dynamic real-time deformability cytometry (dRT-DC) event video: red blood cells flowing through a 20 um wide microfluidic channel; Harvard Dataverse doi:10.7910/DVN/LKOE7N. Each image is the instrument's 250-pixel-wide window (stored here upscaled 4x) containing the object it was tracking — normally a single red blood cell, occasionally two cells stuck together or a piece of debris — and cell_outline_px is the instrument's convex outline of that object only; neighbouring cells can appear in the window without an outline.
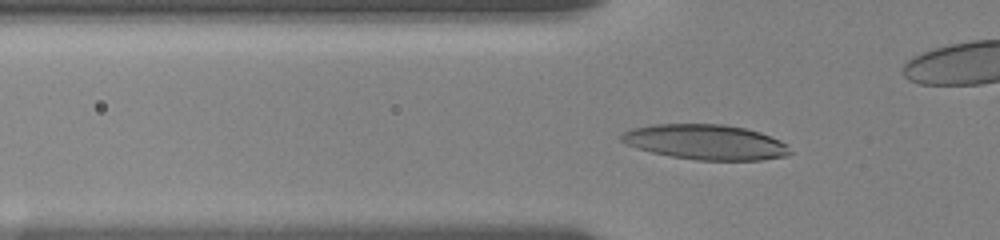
{"species": "human", "species_latin": "Homo sapiens", "temperature_condition": "room temperature", "stored_images_in_passage": 53, "camera_frame_rate_fps": 3000, "um_per_image_px": 0.085, "donor": {"sex": "female"}, "frame": {"image": 1, "passage_image": 16, "time_ms": 5.0, "image_size_px": [1000, 240], "cell_outline_px": [[792, 152], [788, 156], [760, 160], [696, 160], [672, 156], [652, 152], [636, 148], [620, 140], [620, 136], [624, 132], [632, 128], [652, 124], [724, 124], [744, 128], [760, 132], [780, 140], [788, 144]], "centroid_in_image_um": [60.01, 12.07], "position_along_channel_um": 65.8, "area_um2": 34.56}}
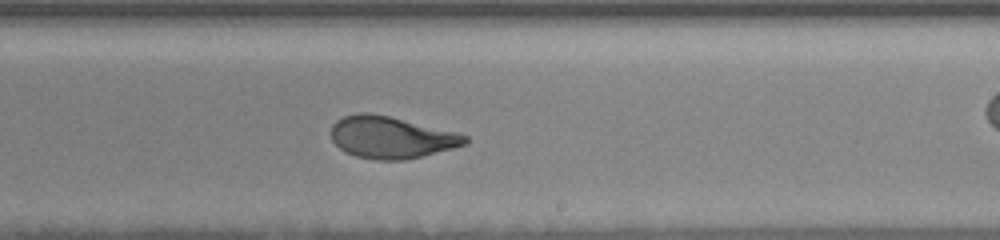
{"frame": {"image": 2, "passage_image": 32, "time_ms": 10.333, "image_size_px": [1000, 240], "cell_outline_px": [[468, 144], [404, 160], [376, 160], [356, 156], [340, 148], [332, 140], [332, 124], [336, 120], [344, 116], [356, 112], [368, 112], [388, 116], [460, 132], [468, 136]], "centroid_in_image_um": [33.27, 11.66], "position_along_channel_um": 255.7, "area_um2": 32.71}}
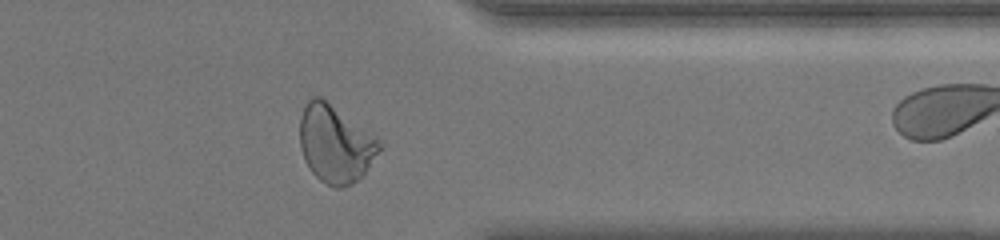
{"frame": {"image": 3, "passage_image": 43, "time_ms": 14.0, "image_size_px": [1000, 240], "cell_outline_px": [[384, 148], [368, 168], [352, 184], [340, 188], [336, 188], [320, 180], [312, 172], [304, 160], [300, 148], [300, 116], [304, 104], [312, 96], [320, 96], [372, 132], [384, 144]], "centroid_in_image_um": [28.52, 12.21], "position_along_channel_um": 382.9, "area_um2": 36.36}, "authors_computed_cell_mechanics": {"area_um2": 33.1772, "velocity_mm_per_s": 3.6015, "shape_relaxation_time_tau1_ms": 5.2919, "shape_relaxation_time_tau2_ms": 0.9253, "deformation_change_tau1": 0.189, "deformation_change_tau2": 0.0736}}